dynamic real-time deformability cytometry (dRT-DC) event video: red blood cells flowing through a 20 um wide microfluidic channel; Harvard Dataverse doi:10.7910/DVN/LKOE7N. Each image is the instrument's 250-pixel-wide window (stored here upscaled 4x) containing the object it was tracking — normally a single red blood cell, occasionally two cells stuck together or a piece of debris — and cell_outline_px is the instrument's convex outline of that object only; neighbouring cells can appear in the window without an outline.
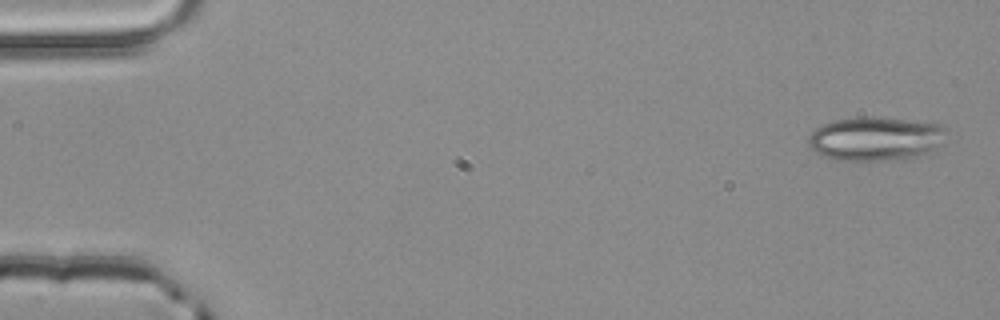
{"species": "common noctule bat (a hibernating species)", "species_latin": "Nyctalus noctula", "temperature_condition": "room temperature", "stored_images_in_passage": 4, "segment_of_instrument_passage": [1, 2], "camera_frame_rate_fps": 3000, "um_per_image_px": 0.085, "animal": {"sex": "male", "body_mass_g": 20.4}, "frame": {"image": 1, "passage_image": 1, "time_ms": 0.0, "image_size_px": [1000, 320], "cell_outline_px": [[948, 128], [944, 144], [920, 156], [904, 160], [836, 160], [824, 156], [816, 152], [808, 144], [808, 136], [816, 128], [824, 124], [836, 120], [856, 116], [872, 116], [944, 124]], "centroid_in_image_um": [74.5, 11.78], "position_along_channel_um": 10.5, "area_um2": 35.95}}